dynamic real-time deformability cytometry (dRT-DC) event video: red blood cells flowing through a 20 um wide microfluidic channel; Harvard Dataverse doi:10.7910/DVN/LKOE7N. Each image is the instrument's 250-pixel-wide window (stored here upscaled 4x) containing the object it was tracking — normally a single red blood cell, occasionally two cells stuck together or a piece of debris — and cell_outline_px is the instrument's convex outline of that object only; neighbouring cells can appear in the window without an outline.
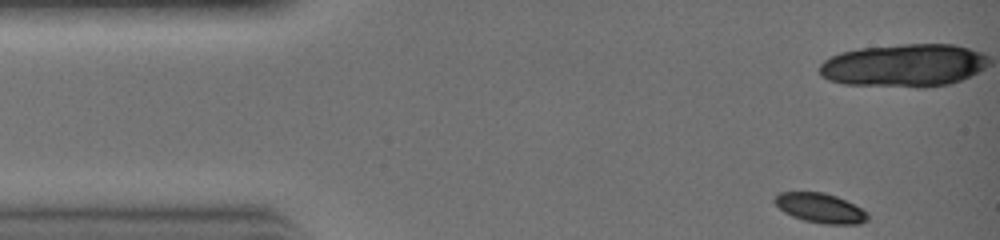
{"species": "common noctule bat (a hibernating species)", "species_latin": "Nyctalus noctula", "temperature_condition": "warm", "stored_images_in_passage": 9, "camera_frame_rate_fps": 3000, "um_per_image_px": 0.085, "animal": {"sex": "female", "body_mass_g": 19.0, "forearm_length_mm": 51.5}, "frame": {"image": 1, "passage_image": 1, "time_ms": 0.0, "image_size_px": [1000, 240], "cell_outline_px": [[868, 220], [860, 224], [824, 224], [804, 220], [792, 216], [784, 212], [772, 200], [780, 192], [824, 192], [836, 196], [868, 212]], "centroid_in_image_um": [69.72, 17.69], "position_along_channel_um": 15.3, "area_um2": 15.95}}